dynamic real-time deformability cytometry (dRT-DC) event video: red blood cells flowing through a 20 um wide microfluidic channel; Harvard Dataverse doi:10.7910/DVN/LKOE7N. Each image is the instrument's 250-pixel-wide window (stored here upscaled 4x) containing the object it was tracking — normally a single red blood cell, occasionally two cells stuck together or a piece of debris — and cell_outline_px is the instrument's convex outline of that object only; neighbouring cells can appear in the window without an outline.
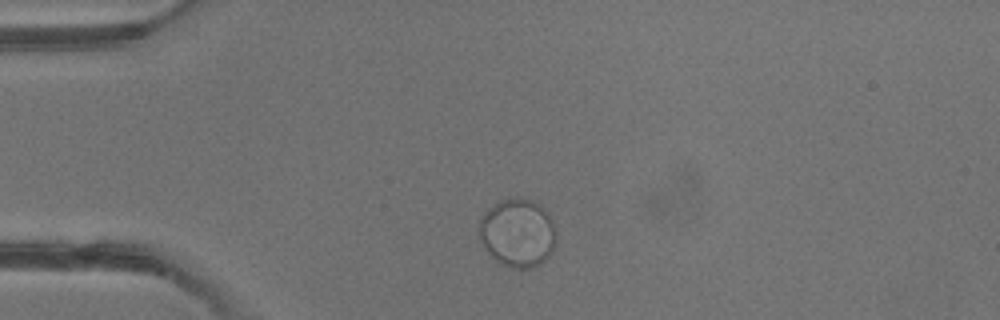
{"species": "common noctule bat (a hibernating species)", "species_latin": "Nyctalus noctula", "temperature_condition": "warm", "stored_images_in_passage": 2, "camera_frame_rate_fps": 3000, "um_per_image_px": 0.085, "animal": {"sex": "male", "body_mass_g": 13.3}, "frame": {"image": 1, "passage_image": 1, "time_ms": 0.0, "image_size_px": [1000, 320], "cell_outline_px": [[556, 236], [552, 252], [540, 264], [532, 268], [512, 268], [500, 264], [484, 248], [480, 236], [480, 220], [484, 212], [488, 208], [500, 200], [512, 196], [520, 196], [532, 200], [540, 204], [544, 208], [552, 220], [556, 232]], "centroid_in_image_um": [44.01, 19.77], "position_along_channel_um": 41.0, "area_um2": 30.98}}